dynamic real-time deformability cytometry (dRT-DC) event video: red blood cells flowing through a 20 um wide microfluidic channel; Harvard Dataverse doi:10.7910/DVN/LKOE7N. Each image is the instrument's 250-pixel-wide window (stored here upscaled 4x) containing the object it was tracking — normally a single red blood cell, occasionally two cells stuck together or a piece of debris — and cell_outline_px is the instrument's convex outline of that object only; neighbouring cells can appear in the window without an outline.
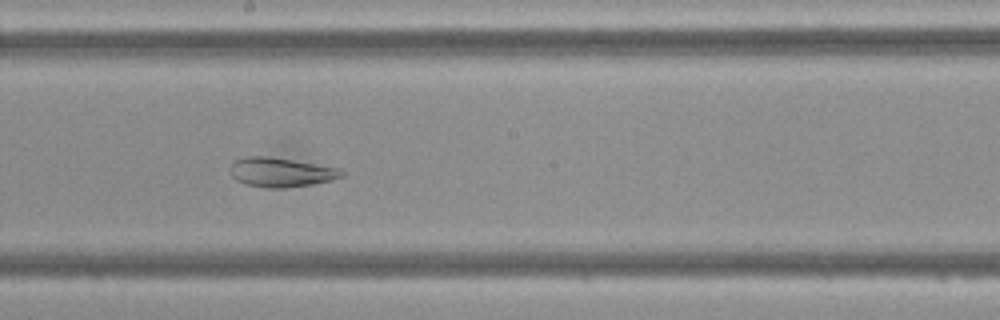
{"species": "Egyptian fruit bat (a non-hibernating species)", "species_latin": "Rousettus aegyptiacus", "temperature_condition": "cold", "stored_images_in_passage": 34, "camera_frame_rate_fps": 3000, "um_per_image_px": 0.085, "frame": {"image": 1, "passage_image": 12, "time_ms": 3.667, "image_size_px": [1000, 320], "cell_outline_px": [[344, 176], [332, 180], [312, 184], [284, 188], [268, 188], [248, 184], [236, 180], [232, 176], [228, 168], [232, 160], [244, 156], [268, 156], [340, 168], [344, 172]], "centroid_in_image_um": [23.84, 14.63], "position_along_channel_um": 224.4, "area_um2": 19.19}}
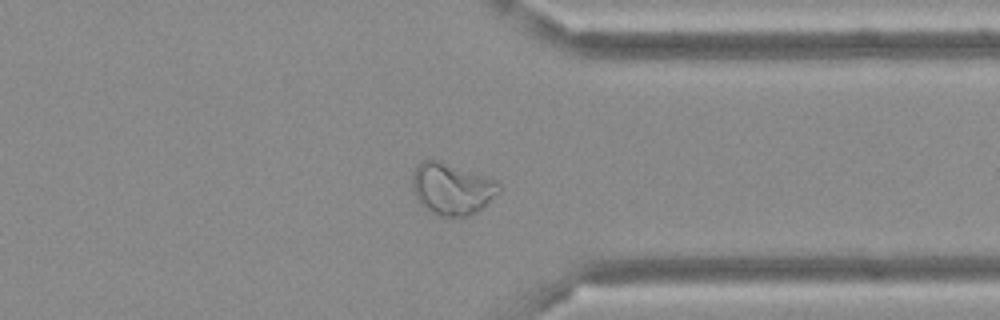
{"frame": {"image": 2, "passage_image": 23, "time_ms": 7.333, "image_size_px": [1000, 320], "cell_outline_px": [[500, 192], [476, 212], [468, 216], [440, 216], [424, 208], [420, 204], [416, 196], [412, 184], [412, 176], [416, 164], [420, 160], [440, 160], [496, 180], [500, 184]], "centroid_in_image_um": [38.39, 16.03], "position_along_channel_um": 373.0, "area_um2": 26.07}}
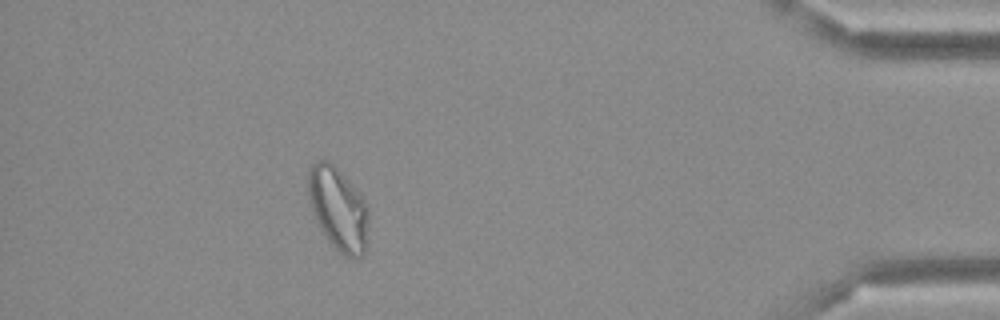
{"frame": {"image": 3, "passage_image": 29, "time_ms": 9.333, "image_size_px": [1000, 320], "cell_outline_px": [[368, 220], [364, 256], [352, 260], [344, 256], [328, 240], [320, 228], [312, 212], [308, 200], [308, 168], [320, 156], [328, 160], [352, 184], [364, 200], [368, 208]], "centroid_in_image_um": [28.72, 17.74], "position_along_channel_um": 406.5, "area_um2": 29.48}}